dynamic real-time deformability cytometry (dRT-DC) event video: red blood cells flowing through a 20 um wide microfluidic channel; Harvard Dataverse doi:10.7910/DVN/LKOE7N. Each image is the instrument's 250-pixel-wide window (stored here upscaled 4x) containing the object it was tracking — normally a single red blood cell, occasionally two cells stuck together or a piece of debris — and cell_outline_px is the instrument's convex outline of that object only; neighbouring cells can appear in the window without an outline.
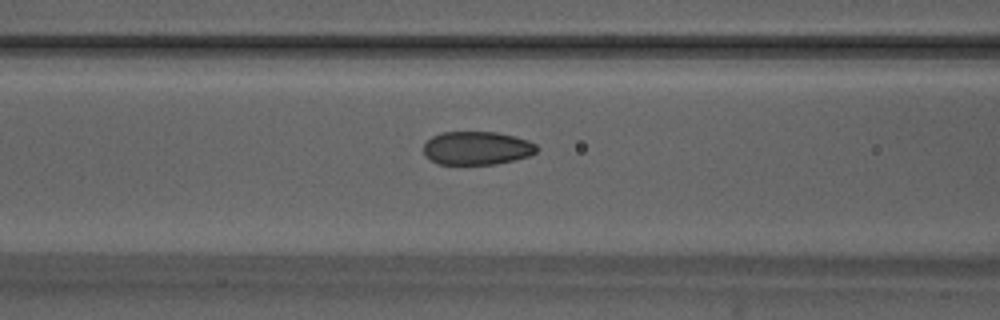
{"species": "Egyptian fruit bat (a non-hibernating species)", "species_latin": "Rousettus aegyptiacus", "temperature_condition": "warm", "stored_images_in_passage": 8, "camera_frame_rate_fps": 3000, "um_per_image_px": 0.085, "animal": {"sex": "male"}, "frame": {"image": 1, "passage_image": 6, "time_ms": 1.667, "image_size_px": [1000, 320], "cell_outline_px": [[540, 148], [536, 152], [528, 156], [516, 160], [496, 164], [436, 164], [424, 152], [424, 144], [432, 136], [444, 132], [496, 132], [516, 136], [528, 140], [536, 144]], "centroid_in_image_um": [40.58, 12.59], "position_along_channel_um": 126.0, "area_um2": 22.08}}